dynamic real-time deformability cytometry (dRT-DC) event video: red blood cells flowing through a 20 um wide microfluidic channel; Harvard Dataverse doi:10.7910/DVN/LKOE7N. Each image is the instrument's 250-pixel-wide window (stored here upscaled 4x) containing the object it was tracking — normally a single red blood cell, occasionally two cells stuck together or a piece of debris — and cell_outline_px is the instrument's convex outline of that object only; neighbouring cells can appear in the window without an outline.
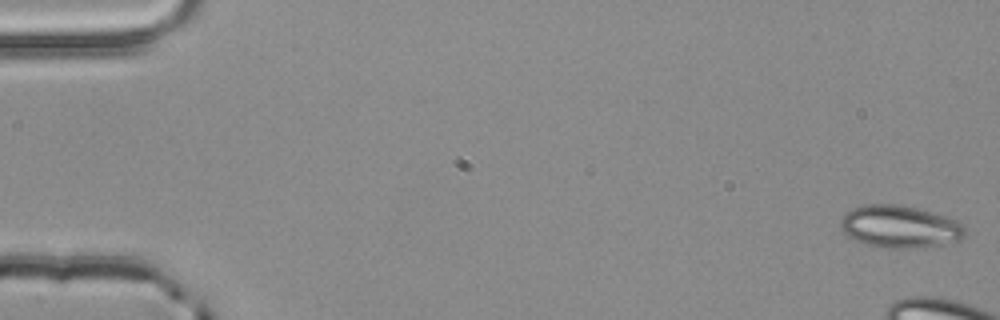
{"species": "common noctule bat (a hibernating species)", "species_latin": "Nyctalus noctula", "temperature_condition": "room temperature", "stored_images_in_passage": 5, "camera_frame_rate_fps": 3000, "um_per_image_px": 0.085, "animal": {"sex": "male", "body_mass_g": 20.4}, "frame": {"image": 1, "passage_image": 1, "time_ms": 0.0, "image_size_px": [1000, 320], "cell_outline_px": [[968, 232], [960, 240], [940, 244], [908, 248], [884, 248], [868, 244], [856, 240], [848, 236], [840, 228], [840, 220], [844, 212], [852, 208], [864, 204], [900, 204], [916, 208], [956, 220]], "centroid_in_image_um": [76.43, 19.25], "position_along_channel_um": 8.6, "area_um2": 30.52}}